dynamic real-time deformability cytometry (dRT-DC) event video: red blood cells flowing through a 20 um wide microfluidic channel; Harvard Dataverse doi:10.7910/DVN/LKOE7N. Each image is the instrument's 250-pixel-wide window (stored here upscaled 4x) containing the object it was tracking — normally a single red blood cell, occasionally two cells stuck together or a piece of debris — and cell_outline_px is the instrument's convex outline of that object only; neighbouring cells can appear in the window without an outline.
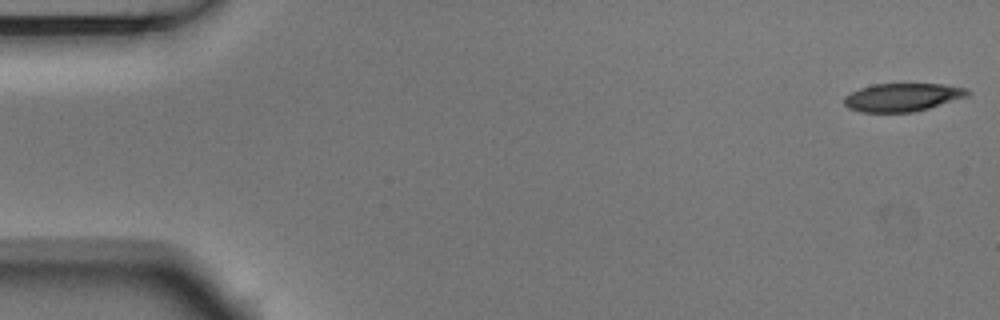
{"species": "Egyptian fruit bat (a non-hibernating species)", "species_latin": "Rousettus aegyptiacus", "temperature_condition": "room temperature", "stored_images_in_passage": 5, "segment_of_instrument_passage": [1, 2], "camera_frame_rate_fps": 3000, "um_per_image_px": 0.085, "animal": {"sex": "male"}, "frame": {"image": 1, "passage_image": 1, "time_ms": 0.0, "image_size_px": [1000, 320], "cell_outline_px": [[972, 92], [968, 96], [928, 108], [912, 112], [860, 112], [848, 108], [844, 104], [844, 96], [860, 88], [872, 84], [944, 84], [968, 88]], "centroid_in_image_um": [76.72, 8.26], "position_along_channel_um": 8.3, "area_um2": 20.29}}
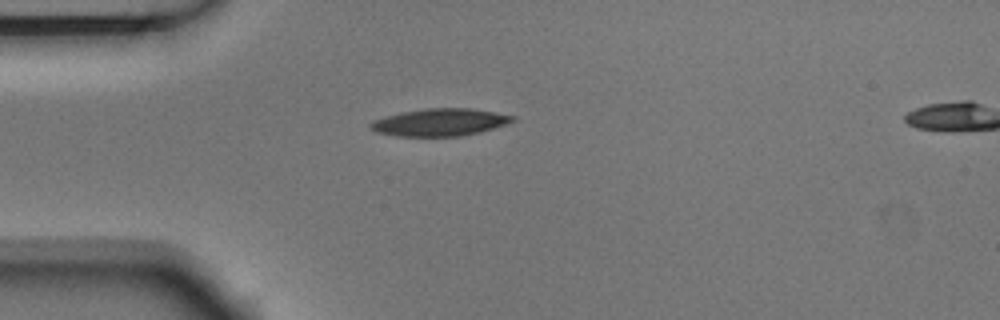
{"frame": {"image": 2, "passage_image": 4, "time_ms": 1.0, "image_size_px": [1000, 320], "cell_outline_px": [[516, 120], [508, 124], [480, 132], [460, 136], [396, 136], [376, 132], [368, 128], [368, 124], [372, 120], [404, 112], [428, 108], [472, 108], [516, 116]], "centroid_in_image_um": [37.41, 10.4], "position_along_channel_um": 47.6, "area_um2": 22.72}}